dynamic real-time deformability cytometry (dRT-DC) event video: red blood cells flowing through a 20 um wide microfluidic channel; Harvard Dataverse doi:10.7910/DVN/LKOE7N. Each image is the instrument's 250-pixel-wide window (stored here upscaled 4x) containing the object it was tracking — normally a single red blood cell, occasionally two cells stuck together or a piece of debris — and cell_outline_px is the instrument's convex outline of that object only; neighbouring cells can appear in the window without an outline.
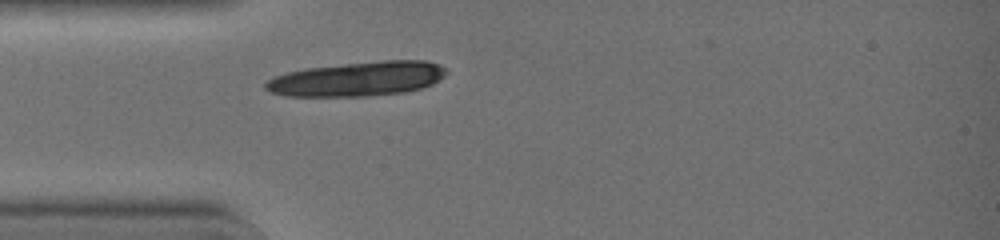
{"species": "common noctule bat (a hibernating species)", "species_latin": "Nyctalus noctula", "temperature_condition": "warm", "stored_images_in_passage": 28, "camera_frame_rate_fps": 3000, "um_per_image_px": 0.085, "animal": {"sex": "female", "body_mass_g": 19.0, "forearm_length_mm": 51.5}, "frame": {"image": 1, "passage_image": 1, "time_ms": 0.0, "image_size_px": [1000, 240], "cell_outline_px": [[448, 72], [444, 76], [432, 84], [420, 88], [404, 92], [364, 96], [288, 96], [272, 92], [264, 88], [264, 80], [272, 76], [288, 72], [308, 68], [344, 64], [384, 60], [424, 60], [436, 64], [444, 68]], "centroid_in_image_um": [30.35, 6.71], "position_along_channel_um": 54.7, "area_um2": 36.07}}